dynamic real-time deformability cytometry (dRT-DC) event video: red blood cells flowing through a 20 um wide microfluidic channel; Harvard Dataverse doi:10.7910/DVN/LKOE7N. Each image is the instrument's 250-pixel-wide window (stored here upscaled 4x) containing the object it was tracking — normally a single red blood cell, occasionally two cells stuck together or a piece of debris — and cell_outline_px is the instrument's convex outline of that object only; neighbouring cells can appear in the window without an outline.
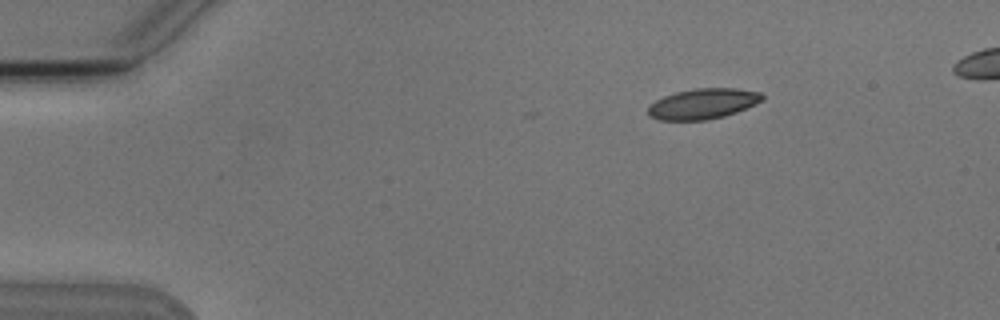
{"species": "Egyptian fruit bat (a non-hibernating species)", "species_latin": "Rousettus aegyptiacus", "temperature_condition": "cold", "stored_images_in_passage": 6, "camera_frame_rate_fps": 3000, "um_per_image_px": 0.085, "animal": {"sex": "male"}, "frame": {"image": 1, "passage_image": 3, "time_ms": 2.333, "image_size_px": [1000, 320], "cell_outline_px": [[764, 100], [756, 104], [736, 112], [724, 116], [708, 120], [656, 120], [648, 116], [648, 104], [664, 96], [676, 92], [696, 88], [736, 88], [760, 92], [764, 96]], "centroid_in_image_um": [59.73, 8.82], "position_along_channel_um": 25.3, "area_um2": 20.46}}
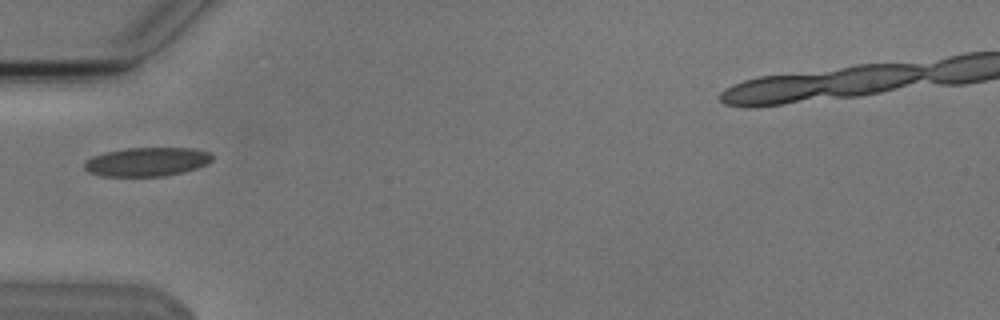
{"frame": {"image": 2, "passage_image": 6, "time_ms": 5.667, "image_size_px": [1000, 320], "cell_outline_px": [[212, 160], [196, 168], [164, 176], [100, 176], [88, 172], [84, 168], [84, 160], [92, 156], [104, 152], [128, 148], [192, 148], [208, 152], [212, 156]], "centroid_in_image_um": [12.41, 13.75], "position_along_channel_um": 72.6, "area_um2": 21.39}}